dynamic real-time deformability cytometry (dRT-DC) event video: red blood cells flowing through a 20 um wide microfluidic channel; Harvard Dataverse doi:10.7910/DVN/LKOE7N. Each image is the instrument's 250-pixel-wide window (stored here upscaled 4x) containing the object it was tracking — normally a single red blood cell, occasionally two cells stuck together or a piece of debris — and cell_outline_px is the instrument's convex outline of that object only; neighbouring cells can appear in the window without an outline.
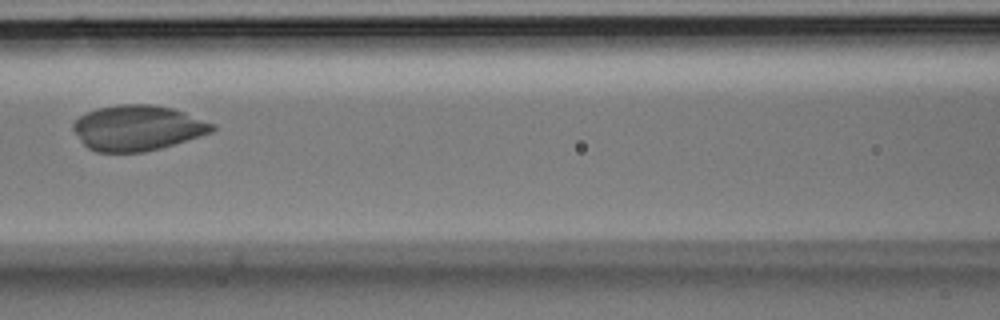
{"species": "Egyptian fruit bat (a non-hibernating species)", "species_latin": "Rousettus aegyptiacus", "temperature_condition": "room temperature", "stored_images_in_passage": 5, "camera_frame_rate_fps": 3000, "um_per_image_px": 0.085, "animal": {"sex": "male"}, "frame": {"image": 1, "passage_image": 5, "time_ms": 1.333, "image_size_px": [1000, 320], "cell_outline_px": [[216, 128], [212, 132], [160, 148], [144, 152], [96, 152], [88, 148], [80, 140], [72, 128], [72, 124], [80, 116], [96, 108], [116, 104], [152, 104], [172, 108], [184, 112], [216, 124]], "centroid_in_image_um": [11.68, 10.86], "position_along_channel_um": 154.9, "area_um2": 36.76}}